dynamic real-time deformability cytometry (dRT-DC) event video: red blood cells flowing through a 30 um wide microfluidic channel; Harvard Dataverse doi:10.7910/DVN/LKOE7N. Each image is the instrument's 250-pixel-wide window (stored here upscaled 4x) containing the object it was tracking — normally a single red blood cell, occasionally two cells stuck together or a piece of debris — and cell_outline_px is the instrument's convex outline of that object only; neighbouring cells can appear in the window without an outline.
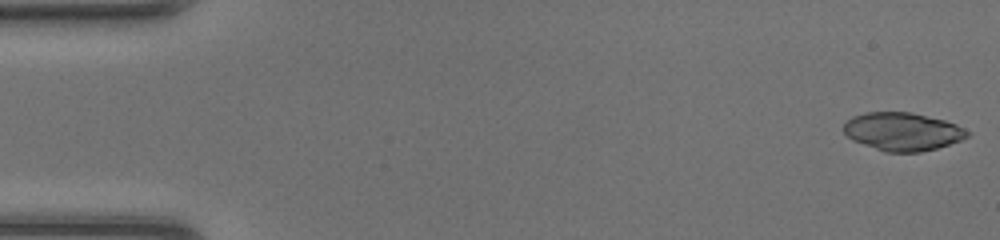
{"species": "common noctule bat (a hibernating species)", "species_latin": "Nyctalus noctula", "temperature_condition": "room temperature", "stored_images_in_passage": 11, "camera_frame_rate_fps": 3000, "um_per_image_px": 0.085, "animal": {"sex": "female", "body_mass_g": 20.0, "forearm_length_mm": 54.0}, "frame": {"image": 1, "passage_image": 1, "time_ms": 0.0, "image_size_px": [1000, 240], "cell_outline_px": [[972, 132], [968, 136], [960, 140], [936, 148], [920, 152], [884, 152], [852, 140], [844, 132], [844, 124], [852, 116], [864, 112], [912, 112], [944, 120], [956, 124]], "centroid_in_image_um": [76.71, 11.18], "position_along_channel_um": 8.3, "area_um2": 27.46}}